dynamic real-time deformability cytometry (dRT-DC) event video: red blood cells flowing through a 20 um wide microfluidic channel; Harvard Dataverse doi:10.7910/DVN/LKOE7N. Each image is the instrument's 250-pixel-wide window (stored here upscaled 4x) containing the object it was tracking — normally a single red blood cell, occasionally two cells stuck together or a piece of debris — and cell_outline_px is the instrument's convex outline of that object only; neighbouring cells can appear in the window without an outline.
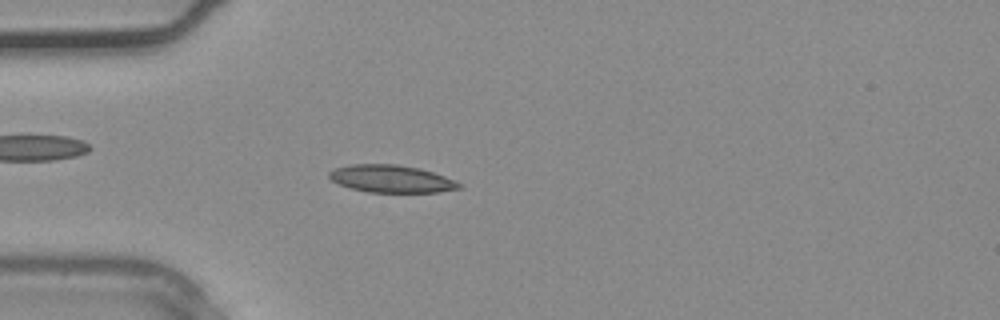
{"species": "common noctule bat (a hibernating species)", "species_latin": "Nyctalus noctula", "temperature_condition": "warm", "stored_images_in_passage": 27, "camera_frame_rate_fps": 3000, "um_per_image_px": 0.085, "animal": {"sex": "male", "body_mass_g": 20.4}, "frame": {"image": 1, "passage_image": 1, "time_ms": 0.0, "image_size_px": [1000, 320], "cell_outline_px": [[464, 188], [440, 192], [368, 192], [352, 188], [340, 184], [332, 180], [328, 176], [328, 172], [336, 168], [352, 164], [396, 164], [420, 168], [444, 176], [464, 184]], "centroid_in_image_um": [33.32, 15.2], "position_along_channel_um": 51.7, "area_um2": 20.81}}
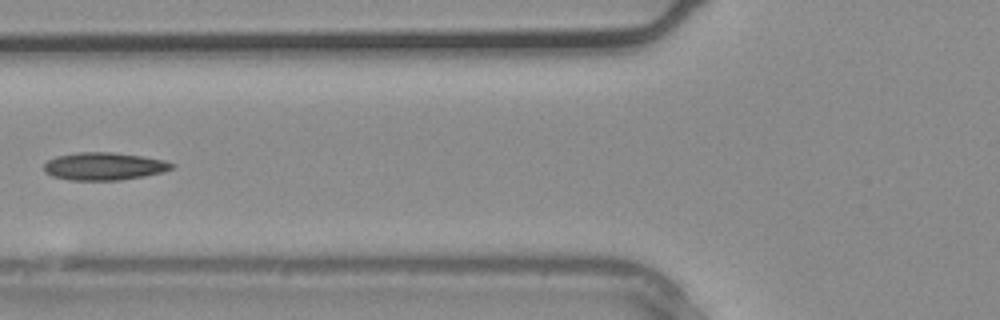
{"frame": {"image": 2, "passage_image": 5, "time_ms": 1.333, "image_size_px": [1000, 320], "cell_outline_px": [[176, 168], [164, 172], [144, 176], [120, 180], [68, 180], [52, 176], [44, 172], [44, 164], [48, 160], [56, 156], [76, 152], [112, 152], [140, 156], [164, 160], [176, 164]], "centroid_in_image_um": [8.86, 14.13], "position_along_channel_um": 116.9, "area_um2": 20.81}}